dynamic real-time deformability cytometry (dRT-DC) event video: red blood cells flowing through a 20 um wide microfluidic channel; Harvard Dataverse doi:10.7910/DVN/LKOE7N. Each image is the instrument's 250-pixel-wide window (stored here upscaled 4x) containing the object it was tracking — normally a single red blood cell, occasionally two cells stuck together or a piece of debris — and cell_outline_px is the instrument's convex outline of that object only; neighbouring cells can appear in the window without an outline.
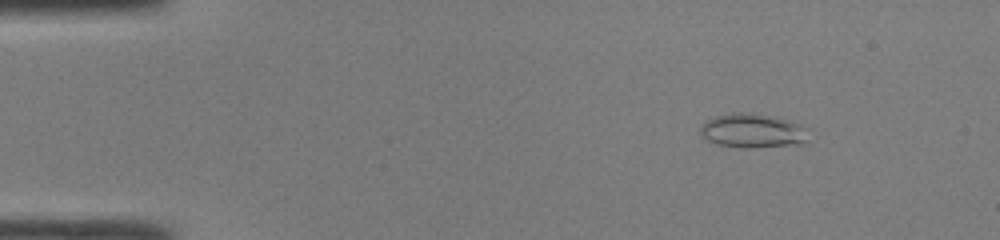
{"species": "common noctule bat (a hibernating species)", "species_latin": "Nyctalus noctula", "temperature_condition": "room temperature", "stored_images_in_passage": 48, "camera_frame_rate_fps": 3000, "um_per_image_px": 0.085, "animal": {"sex": "male", "body_mass_g": 19.0, "forearm_length_mm": 50.8}, "frame": {"image": 1, "passage_image": 7, "time_ms": 2.0, "image_size_px": [1000, 240], "cell_outline_px": [[812, 128], [804, 140], [800, 144], [720, 144], [708, 140], [700, 136], [700, 128], [708, 120], [716, 116], [736, 112], [740, 112], [768, 116], [800, 124]], "centroid_in_image_um": [63.98, 11.05], "position_along_channel_um": 21.0, "area_um2": 19.94}}
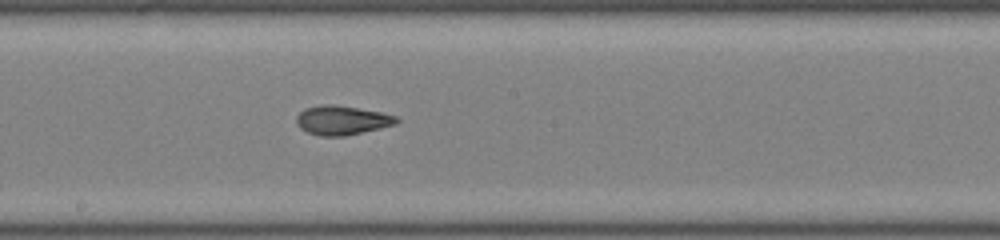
{"frame": {"image": 2, "passage_image": 27, "time_ms": 8.667, "image_size_px": [1000, 240], "cell_outline_px": [[400, 120], [396, 124], [380, 128], [344, 136], [320, 136], [308, 132], [300, 128], [296, 124], [296, 116], [304, 108], [324, 104], [332, 104], [380, 112], [396, 116]], "centroid_in_image_um": [29.04, 10.22], "position_along_channel_um": 219.2, "area_um2": 16.94}}
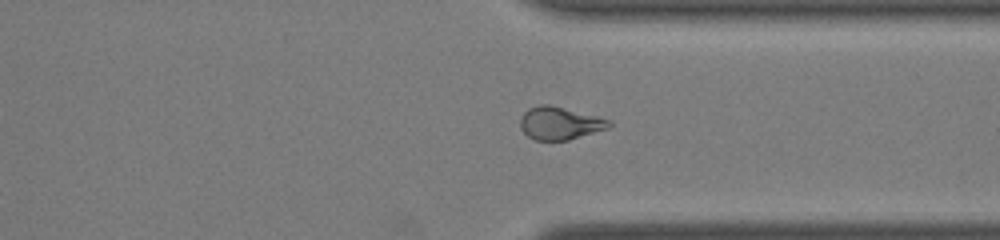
{"frame": {"image": 3, "passage_image": 37, "time_ms": 12.0, "image_size_px": [1000, 240], "cell_outline_px": [[612, 124], [608, 128], [568, 140], [536, 140], [528, 136], [520, 128], [520, 116], [528, 108], [540, 104], [548, 104], [612, 120]], "centroid_in_image_um": [47.56, 10.47], "position_along_channel_um": 363.8, "area_um2": 16.88}, "authors_computed_cell_mechanics": {"area_um2": 18.0625, "velocity_mm_per_s": 4.3275, "shape_relaxation_time_tau1_ms": null, "shape_relaxation_time_tau2_ms": 2.1126, "deformation_change_tau1": null, "deformation_change_tau2": 0.0856}}